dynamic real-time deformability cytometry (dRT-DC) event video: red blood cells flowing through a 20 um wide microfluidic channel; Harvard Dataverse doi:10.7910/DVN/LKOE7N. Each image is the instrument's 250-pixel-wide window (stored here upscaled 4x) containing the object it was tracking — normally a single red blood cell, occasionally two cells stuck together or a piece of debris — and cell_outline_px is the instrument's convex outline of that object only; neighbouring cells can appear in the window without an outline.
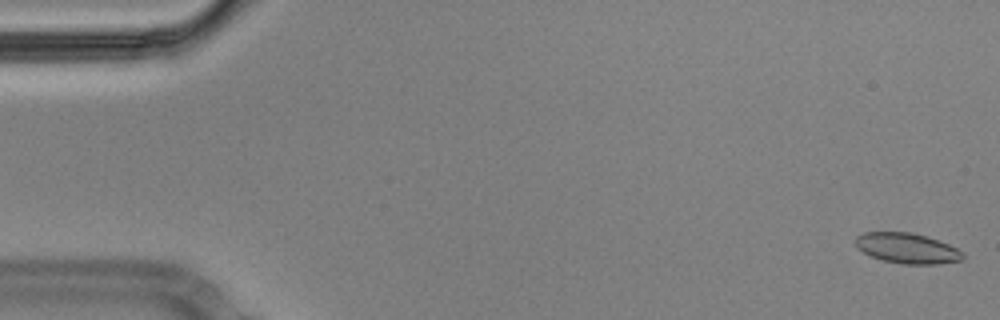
{"species": "Egyptian fruit bat (a non-hibernating species)", "species_latin": "Rousettus aegyptiacus", "temperature_condition": "cold", "stored_images_in_passage": 12, "camera_frame_rate_fps": 3000, "um_per_image_px": 0.085, "animal": {"sex": "male"}, "frame": {"image": 1, "passage_image": 1, "time_ms": 0.0, "image_size_px": [1000, 320], "cell_outline_px": [[964, 260], [940, 264], [904, 264], [884, 260], [872, 256], [856, 248], [856, 236], [864, 232], [908, 232], [924, 236], [948, 244], [964, 252]], "centroid_in_image_um": [77.13, 21.11], "position_along_channel_um": 7.9, "area_um2": 18.84}}